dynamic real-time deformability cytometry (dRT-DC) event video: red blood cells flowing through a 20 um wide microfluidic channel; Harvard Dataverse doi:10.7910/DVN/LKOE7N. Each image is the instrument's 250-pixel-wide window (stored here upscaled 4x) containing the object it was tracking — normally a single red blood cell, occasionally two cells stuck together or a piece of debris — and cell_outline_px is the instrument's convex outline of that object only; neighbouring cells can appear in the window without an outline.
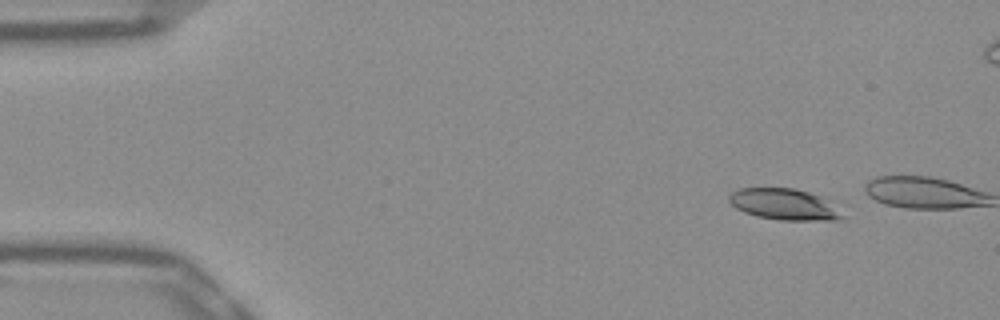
{"species": "Egyptian fruit bat (a non-hibernating species)", "species_latin": "Rousettus aegyptiacus", "temperature_condition": "warm", "stored_images_in_passage": 6, "camera_frame_rate_fps": 3000, "um_per_image_px": 0.085, "frame": {"image": 1, "passage_image": 1, "time_ms": 0.0, "image_size_px": [1000, 320], "cell_outline_px": [[848, 204], [844, 216], [836, 220], [780, 220], [756, 216], [744, 212], [736, 208], [728, 200], [728, 196], [732, 192], [740, 188], [796, 188]], "centroid_in_image_um": [66.88, 17.36], "position_along_channel_um": 18.1, "area_um2": 21.68}}